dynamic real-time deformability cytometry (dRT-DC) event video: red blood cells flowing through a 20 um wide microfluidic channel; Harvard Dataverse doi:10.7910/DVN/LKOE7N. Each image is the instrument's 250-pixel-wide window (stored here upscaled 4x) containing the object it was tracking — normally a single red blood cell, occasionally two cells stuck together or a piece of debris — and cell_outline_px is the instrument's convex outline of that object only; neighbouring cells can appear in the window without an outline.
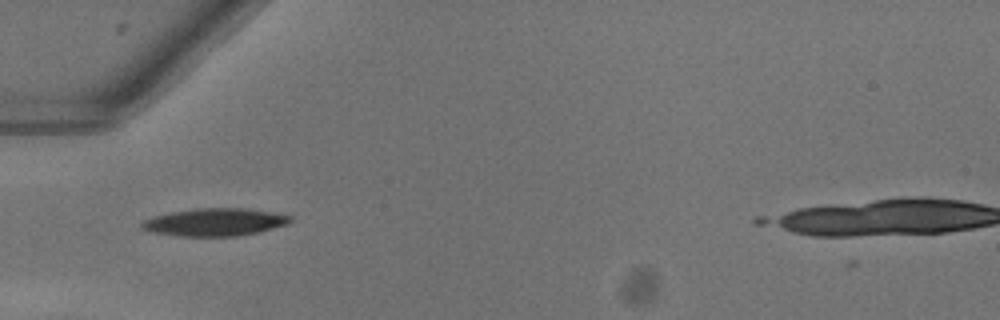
{"species": "common noctule bat (a hibernating species)", "species_latin": "Nyctalus noctula", "temperature_condition": "warm", "stored_images_in_passage": 35, "camera_frame_rate_fps": 3000, "um_per_image_px": 0.085, "animal": {"sex": "female"}, "frame": {"image": 1, "passage_image": 2, "time_ms": 0.333, "image_size_px": [1000, 320], "cell_outline_px": [[292, 220], [288, 224], [260, 232], [236, 236], [176, 236], [148, 232], [140, 228], [140, 224], [144, 220], [156, 216], [172, 212], [200, 208], [244, 208], [272, 212], [292, 216]], "centroid_in_image_um": [18.25, 18.89], "position_along_channel_um": 66.7, "area_um2": 23.99}}
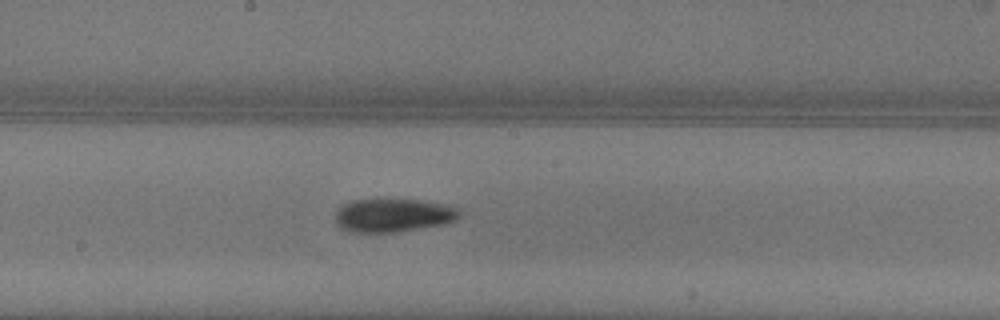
{"frame": {"image": 2, "passage_image": 13, "time_ms": 4.0, "image_size_px": [1000, 320], "cell_outline_px": [[460, 216], [456, 220], [444, 224], [396, 232], [348, 232], [336, 224], [336, 212], [344, 204], [352, 200], [384, 196], [420, 200], [448, 204], [460, 208]], "centroid_in_image_um": [33.44, 18.25], "position_along_channel_um": 214.8, "area_um2": 25.14}}
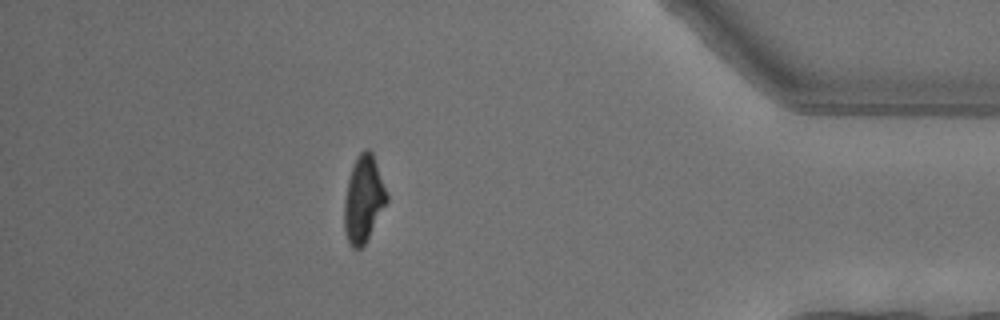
{"frame": {"image": 3, "passage_image": 30, "time_ms": 9.667, "image_size_px": [1000, 320], "cell_outline_px": [[388, 200], [364, 244], [360, 248], [352, 248], [348, 244], [344, 228], [344, 200], [348, 180], [352, 168], [360, 152], [364, 148], [368, 148], [372, 152], [388, 196]], "centroid_in_image_um": [30.88, 16.94], "position_along_channel_um": 404.3, "area_um2": 21.04}}